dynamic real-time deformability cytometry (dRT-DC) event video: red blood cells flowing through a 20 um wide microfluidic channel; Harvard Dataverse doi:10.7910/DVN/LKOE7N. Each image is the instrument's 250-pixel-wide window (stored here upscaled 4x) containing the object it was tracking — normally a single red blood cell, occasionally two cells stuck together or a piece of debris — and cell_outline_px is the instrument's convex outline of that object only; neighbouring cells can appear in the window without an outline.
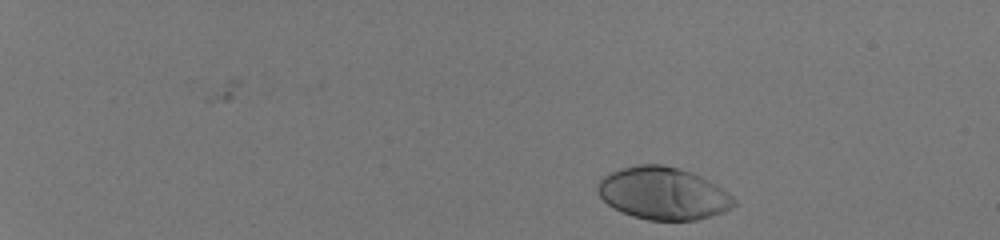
{"species": "human", "species_latin": "Homo sapiens", "temperature_condition": "room temperature", "stored_images_in_passage": 43, "camera_frame_rate_fps": 3000, "um_per_image_px": 0.085, "donor": {"sex": "male"}, "frame": {"image": 1, "passage_image": 1, "time_ms": 0.0, "image_size_px": [1000, 240], "cell_outline_px": [[736, 204], [732, 208], [724, 212], [696, 220], [648, 220], [632, 216], [608, 204], [600, 196], [596, 188], [600, 180], [604, 176], [620, 168], [636, 164], [664, 164], [680, 168], [692, 172], [716, 184], [728, 192], [736, 200]], "centroid_in_image_um": [56.39, 16.43], "position_along_channel_um": 28.6, "area_um2": 41.67}}
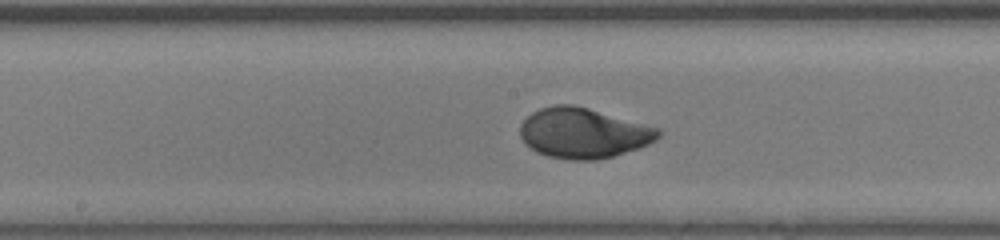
{"frame": {"image": 2, "passage_image": 25, "time_ms": 8.0, "image_size_px": [1000, 240], "cell_outline_px": [[660, 136], [656, 140], [640, 148], [612, 156], [596, 160], [572, 160], [548, 156], [536, 152], [524, 144], [520, 136], [520, 124], [532, 112], [540, 108], [556, 104], [572, 104], [588, 108], [660, 128]], "centroid_in_image_um": [49.57, 11.31], "position_along_channel_um": 198.6, "area_um2": 40.52}}
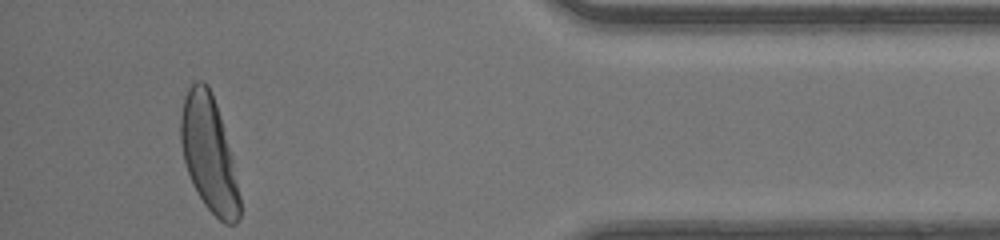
{"frame": {"image": 3, "passage_image": 43, "time_ms": 14.0, "image_size_px": [1000, 240], "cell_outline_px": [[240, 216], [236, 224], [224, 224], [204, 204], [192, 184], [184, 160], [180, 144], [180, 116], [184, 96], [188, 88], [196, 80], [204, 80], [208, 84], [216, 104], [220, 116], [232, 160], [240, 196]], "centroid_in_image_um": [17.73, 13.06], "position_along_channel_um": 417.5, "area_um2": 39.42}, "authors_computed_cell_mechanics": {"area_um2": 39.8242, "velocity_mm_per_s": 4.1404, "shape_relaxation_time_tau1_ms": 2.4153, "shape_relaxation_time_tau2_ms": null, "deformation_change_tau1": 0.1817, "deformation_change_tau2": null}}